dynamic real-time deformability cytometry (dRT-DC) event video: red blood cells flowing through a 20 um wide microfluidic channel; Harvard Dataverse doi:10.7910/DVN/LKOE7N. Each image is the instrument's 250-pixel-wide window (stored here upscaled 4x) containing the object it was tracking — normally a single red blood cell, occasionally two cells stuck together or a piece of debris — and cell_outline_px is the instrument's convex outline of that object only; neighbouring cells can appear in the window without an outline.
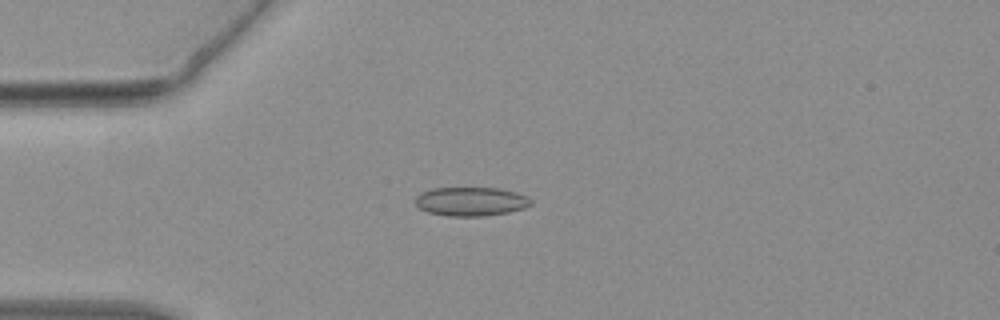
{"species": "common noctule bat (a hibernating species)", "species_latin": "Nyctalus noctula", "temperature_condition": "warm", "stored_images_in_passage": 32, "camera_frame_rate_fps": 3000, "um_per_image_px": 0.085, "animal": {"sex": "female", "body_mass_g": 19.3, "forearm_length_mm": 54.1}, "frame": {"image": 1, "passage_image": 1, "time_ms": 0.0, "image_size_px": [1000, 320], "cell_outline_px": [[532, 204], [524, 208], [508, 212], [484, 216], [448, 216], [428, 212], [420, 208], [416, 204], [416, 196], [420, 192], [432, 188], [500, 188], [516, 192], [528, 196], [532, 200]], "centroid_in_image_um": [40.04, 17.12], "position_along_channel_um": 45.0, "area_um2": 19.54}}
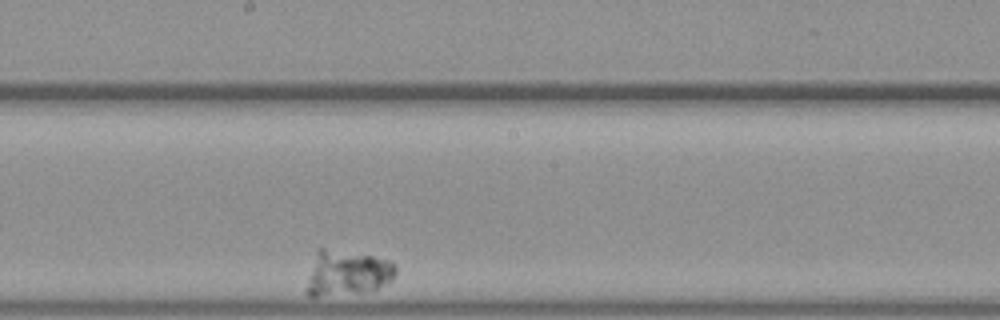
{"frame": {"image": 2, "passage_image": 19, "time_ms": 6.0, "image_size_px": [1000, 320], "cell_outline_px": [[396, 272], [392, 280], [388, 284], [364, 292], [316, 296], [308, 296], [304, 292], [304, 288], [320, 248], [324, 248], [372, 256], [388, 260], [396, 268]], "centroid_in_image_um": [29.51, 23.24], "position_along_channel_um": 218.7, "area_um2": 23.0}}
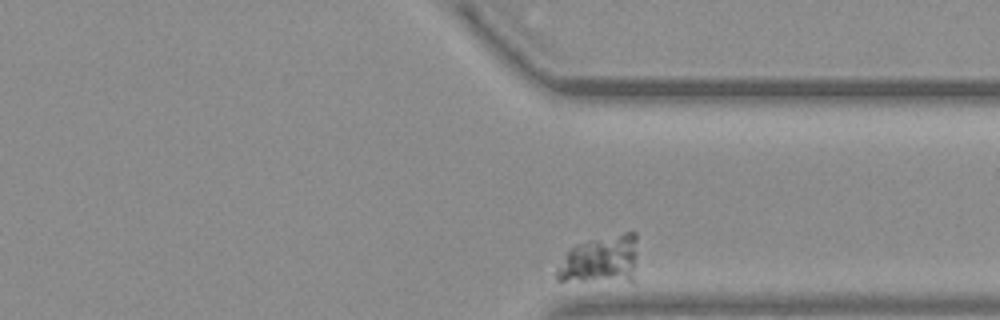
{"frame": {"image": 3, "passage_image": 32, "time_ms": 10.333, "image_size_px": [1000, 320], "cell_outline_px": [[636, 284], [632, 284], [556, 280], [556, 268], [568, 252], [576, 244], [624, 232], [636, 232]], "centroid_in_image_um": [51.13, 22.16], "position_along_channel_um": 360.3, "area_um2": 23.52}}